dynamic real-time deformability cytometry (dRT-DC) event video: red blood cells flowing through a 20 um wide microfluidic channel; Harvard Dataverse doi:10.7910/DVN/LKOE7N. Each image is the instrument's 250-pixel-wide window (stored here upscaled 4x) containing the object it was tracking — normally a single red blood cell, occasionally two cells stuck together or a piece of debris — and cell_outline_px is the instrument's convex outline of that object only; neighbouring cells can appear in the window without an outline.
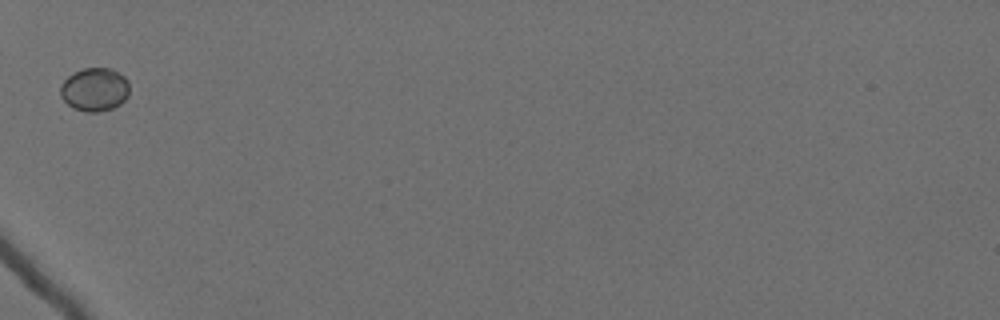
{"species": "Egyptian fruit bat (a non-hibernating species)", "species_latin": "Rousettus aegyptiacus", "temperature_condition": "cold", "stored_images_in_passage": 36, "camera_frame_rate_fps": 3000, "um_per_image_px": 0.085, "animal": {"sex": "female"}, "frame": {"image": 1, "passage_image": 1, "time_ms": 0.0, "image_size_px": [1000, 320], "cell_outline_px": [[128, 96], [120, 104], [112, 108], [96, 112], [84, 112], [72, 108], [60, 96], [60, 84], [72, 72], [84, 68], [108, 68], [124, 76], [128, 80]], "centroid_in_image_um": [8.01, 7.61], "position_along_channel_um": 77.0, "area_um2": 17.51}}
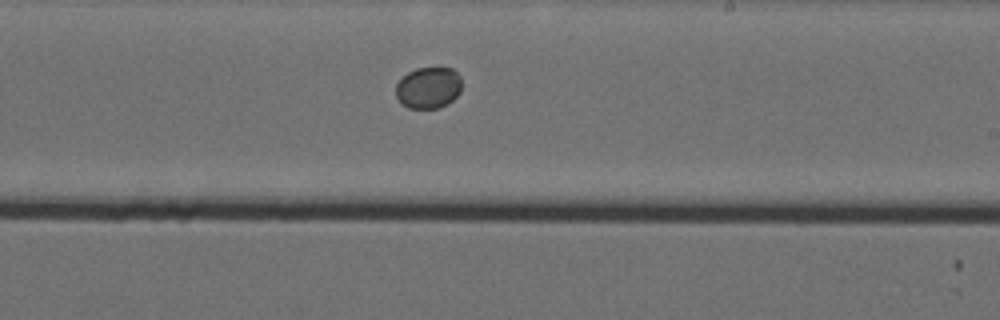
{"frame": {"image": 2, "passage_image": 16, "time_ms": 5.0, "image_size_px": [1000, 320], "cell_outline_px": [[460, 92], [448, 104], [440, 108], [408, 108], [400, 104], [396, 96], [396, 84], [408, 72], [416, 68], [452, 68], [460, 76]], "centroid_in_image_um": [36.4, 7.47], "position_along_channel_um": 252.6, "area_um2": 15.95}}
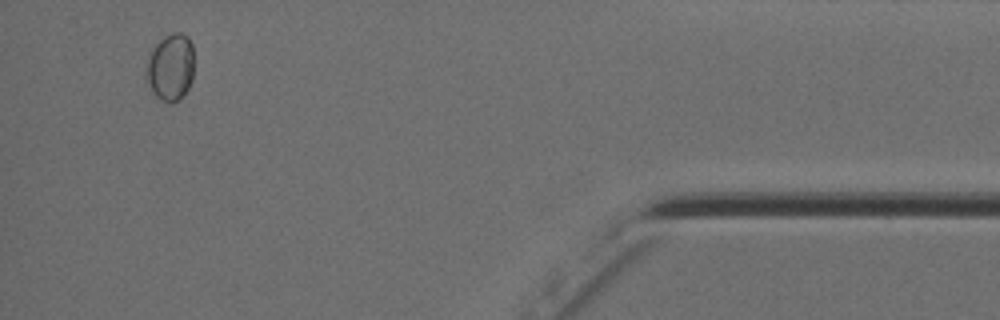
{"frame": {"image": 3, "passage_image": 34, "time_ms": 11.0, "image_size_px": [1000, 320], "cell_outline_px": [[192, 80], [184, 96], [180, 100], [172, 104], [168, 104], [160, 100], [152, 92], [144, 80], [144, 72], [148, 56], [156, 44], [164, 36], [172, 32], [180, 32], [188, 36], [192, 44]], "centroid_in_image_um": [14.46, 5.76], "position_along_channel_um": 420.7, "area_um2": 19.25}}